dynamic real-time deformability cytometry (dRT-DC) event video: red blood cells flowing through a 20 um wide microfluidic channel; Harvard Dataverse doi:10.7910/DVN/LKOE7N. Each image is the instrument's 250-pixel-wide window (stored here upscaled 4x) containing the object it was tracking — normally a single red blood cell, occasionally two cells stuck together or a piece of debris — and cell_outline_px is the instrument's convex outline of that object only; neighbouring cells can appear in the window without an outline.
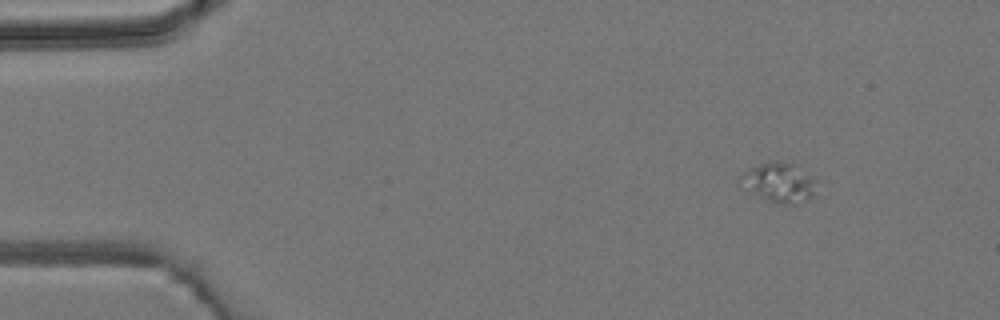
{"species": "common noctule bat (a hibernating species)", "species_latin": "Nyctalus noctula", "temperature_condition": "room temperature", "stored_images_in_passage": 3, "camera_frame_rate_fps": 3000, "um_per_image_px": 0.085, "animal": {"sex": "male", "body_mass_g": 19.2, "forearm_length_mm": 51.8}, "frame": {"image": 1, "passage_image": 1, "time_ms": 0.0, "image_size_px": [1000, 320], "cell_outline_px": [[816, 180], [812, 192], [804, 200], [792, 204], [776, 204], [768, 200], [736, 180], [736, 176], [760, 164], [772, 160], [776, 160], [792, 164]], "centroid_in_image_um": [66.16, 15.48], "position_along_channel_um": 18.8, "area_um2": 16.7}}